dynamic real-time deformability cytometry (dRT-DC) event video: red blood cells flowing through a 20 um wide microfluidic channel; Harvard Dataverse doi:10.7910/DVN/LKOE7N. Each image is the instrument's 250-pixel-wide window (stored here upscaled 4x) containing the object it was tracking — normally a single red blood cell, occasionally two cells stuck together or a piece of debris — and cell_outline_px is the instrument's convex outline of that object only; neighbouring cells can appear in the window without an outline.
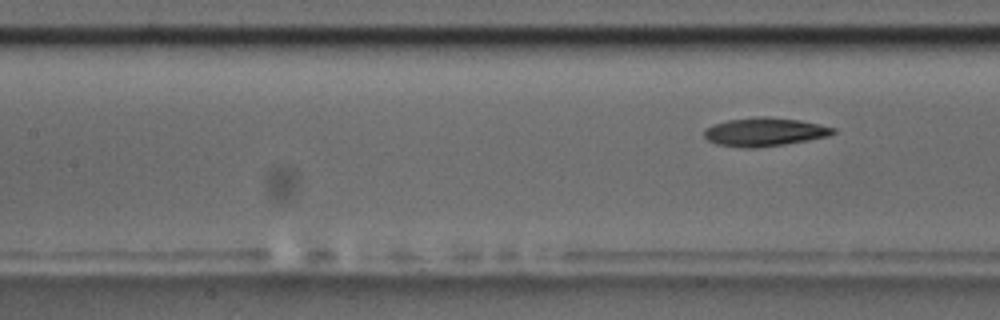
{"species": "common noctule bat (a hibernating species)", "species_latin": "Nyctalus noctula", "temperature_condition": "room temperature", "stored_images_in_passage": 7, "camera_frame_rate_fps": 3000, "um_per_image_px": 0.085, "animal": {"sex": "male", "body_mass_g": 17.5, "forearm_length_mm": 52.3}, "frame": {"image": 1, "passage_image": 7, "time_ms": 8.0, "image_size_px": [1000, 320], "cell_outline_px": [[836, 132], [828, 136], [808, 140], [784, 144], [756, 148], [744, 148], [716, 144], [708, 140], [704, 136], [704, 128], [712, 124], [728, 120], [756, 116], [768, 116], [800, 120], [836, 128]], "centroid_in_image_um": [64.96, 11.21], "position_along_channel_um": 142.4, "area_um2": 21.56}}